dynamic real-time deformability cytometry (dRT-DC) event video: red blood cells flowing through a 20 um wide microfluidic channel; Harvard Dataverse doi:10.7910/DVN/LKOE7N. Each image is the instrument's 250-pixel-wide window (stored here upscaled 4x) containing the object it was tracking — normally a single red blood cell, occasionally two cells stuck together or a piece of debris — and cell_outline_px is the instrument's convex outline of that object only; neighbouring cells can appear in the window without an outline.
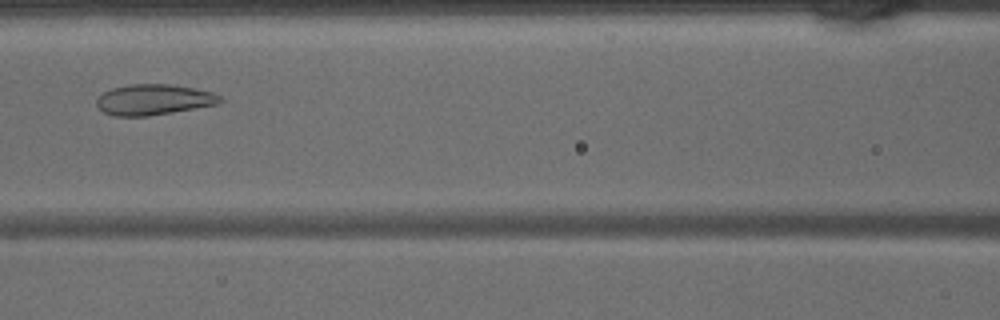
{"species": "common noctule bat (a hibernating species)", "species_latin": "Nyctalus noctula", "temperature_condition": "warm", "stored_images_in_passage": 36, "camera_frame_rate_fps": 3000, "um_per_image_px": 0.085, "animal": {"sex": "male", "body_mass_g": 15.6}, "frame": {"image": 1, "passage_image": 11, "time_ms": 3.333, "image_size_px": [1000, 320], "cell_outline_px": [[224, 100], [220, 104], [148, 116], [112, 116], [104, 112], [96, 104], [96, 100], [104, 92], [112, 88], [132, 84], [172, 84], [196, 88], [212, 92], [220, 96]], "centroid_in_image_um": [13.1, 8.47], "position_along_channel_um": 153.5, "area_um2": 22.14}}
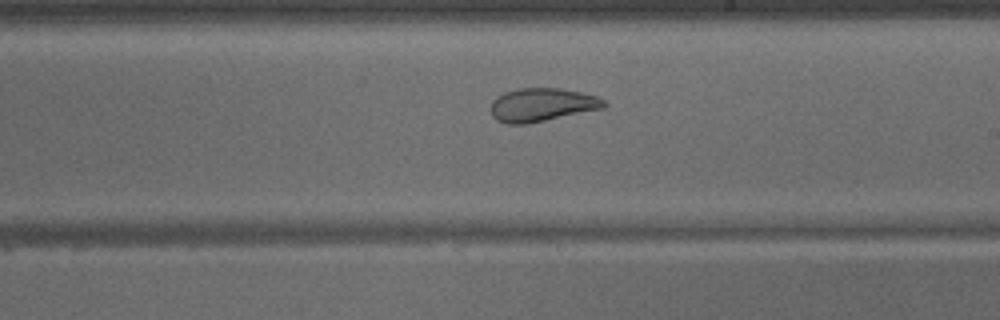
{"frame": {"image": 2, "passage_image": 17, "time_ms": 5.333, "image_size_px": [1000, 320], "cell_outline_px": [[608, 104], [604, 108], [528, 124], [504, 124], [496, 120], [492, 116], [492, 100], [496, 96], [504, 92], [516, 88], [560, 88], [580, 92], [596, 96], [604, 100]], "centroid_in_image_um": [46.05, 8.91], "position_along_channel_um": 243.0, "area_um2": 22.2}}
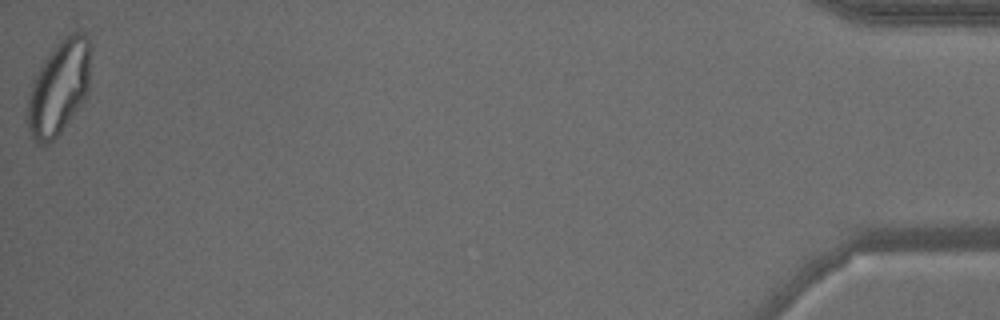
{"frame": {"image": 3, "passage_image": 36, "time_ms": 11.667, "image_size_px": [1000, 320], "cell_outline_px": [[88, 88], [80, 104], [60, 132], [48, 144], [36, 144], [28, 136], [28, 92], [44, 60], [52, 48], [64, 36], [72, 32], [84, 32], [88, 36]], "centroid_in_image_um": [4.96, 7.46], "position_along_channel_um": 430.2, "area_um2": 33.87}}